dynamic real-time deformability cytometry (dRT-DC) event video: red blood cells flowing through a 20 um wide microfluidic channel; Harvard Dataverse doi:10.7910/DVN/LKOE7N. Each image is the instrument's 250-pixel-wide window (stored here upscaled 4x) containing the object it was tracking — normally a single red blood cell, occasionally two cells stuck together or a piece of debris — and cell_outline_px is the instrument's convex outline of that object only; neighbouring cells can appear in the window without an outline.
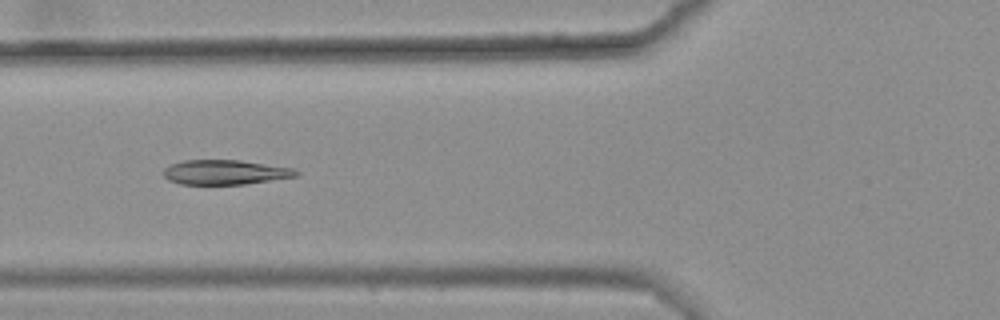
{"species": "common noctule bat (a hibernating species)", "species_latin": "Nyctalus noctula", "temperature_condition": "warm", "stored_images_in_passage": 9, "camera_frame_rate_fps": 3000, "um_per_image_px": 0.085, "animal": {"sex": "female", "body_mass_g": 25.1}, "frame": {"image": 1, "passage_image": 6, "time_ms": 1.667, "image_size_px": [1000, 320], "cell_outline_px": [[300, 172], [296, 176], [244, 184], [180, 184], [168, 180], [164, 176], [164, 168], [172, 164], [184, 160], [240, 160], [292, 168]], "centroid_in_image_um": [19.1, 14.64], "position_along_channel_um": 106.7, "area_um2": 18.84}}
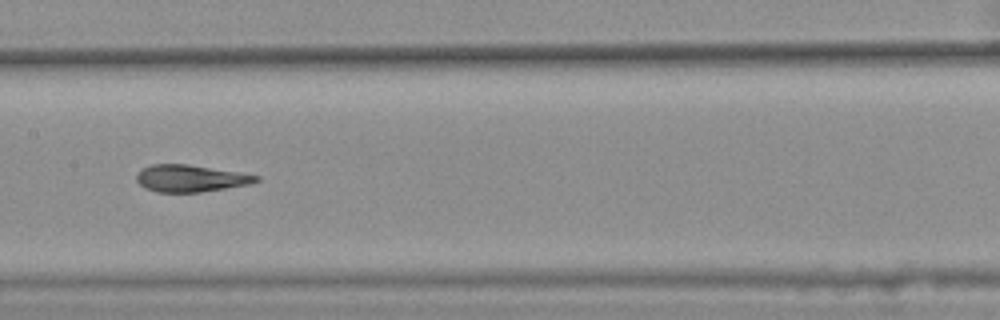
{"frame": {"image": 2, "passage_image": 8, "time_ms": 2.333, "image_size_px": [1000, 320], "cell_outline_px": [[260, 180], [248, 184], [200, 192], [156, 192], [144, 188], [136, 180], [136, 176], [144, 168], [152, 164], [188, 164], [240, 172], [260, 176]], "centroid_in_image_um": [16.19, 15.16], "position_along_channel_um": 191.2, "area_um2": 18.67}}
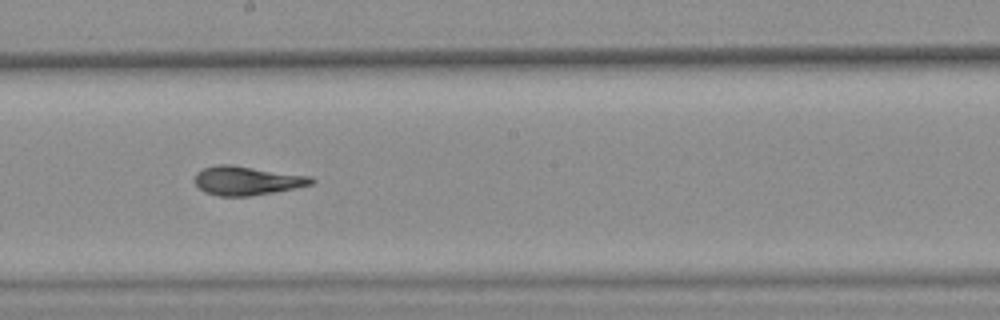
{"frame": {"image": 3, "passage_image": 9, "time_ms": 2.667, "image_size_px": [1000, 320], "cell_outline_px": [[316, 180], [312, 184], [272, 192], [248, 196], [220, 196], [204, 192], [196, 184], [196, 172], [204, 168], [216, 164], [232, 164], [312, 176]], "centroid_in_image_um": [20.99, 15.33], "position_along_channel_um": 227.2, "area_um2": 19.59}}